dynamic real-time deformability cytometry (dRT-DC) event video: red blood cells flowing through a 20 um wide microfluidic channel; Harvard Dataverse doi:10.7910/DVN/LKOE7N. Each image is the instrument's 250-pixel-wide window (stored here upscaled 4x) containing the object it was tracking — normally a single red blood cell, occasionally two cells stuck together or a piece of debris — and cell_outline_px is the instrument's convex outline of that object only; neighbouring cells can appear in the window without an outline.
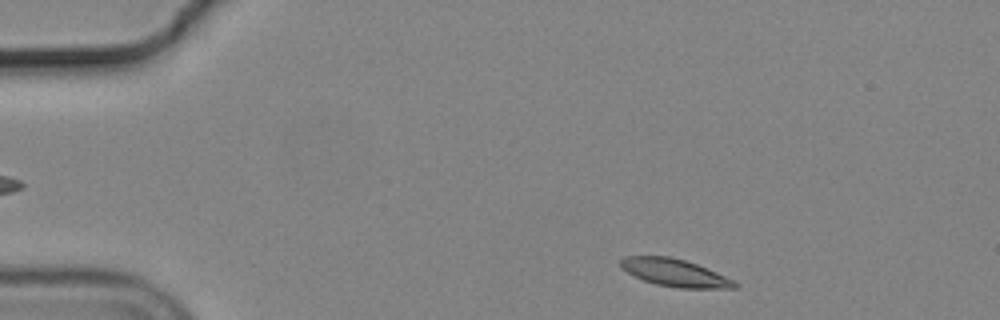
{"species": "common noctule bat (a hibernating species)", "species_latin": "Nyctalus noctula", "temperature_condition": "cold", "stored_images_in_passage": 50, "camera_frame_rate_fps": 3000, "um_per_image_px": 0.085, "animal": {"sex": "male", "body_mass_g": 19.2, "forearm_length_mm": 51.8}, "frame": {"image": 1, "passage_image": 3, "time_ms": 0.667, "image_size_px": [1000, 320], "cell_outline_px": [[740, 288], [680, 288], [656, 284], [644, 280], [620, 268], [620, 260], [624, 256], [668, 256], [684, 260], [696, 264], [736, 280], [740, 284]], "centroid_in_image_um": [57.4, 23.19], "position_along_channel_um": 27.6, "area_um2": 18.26}}
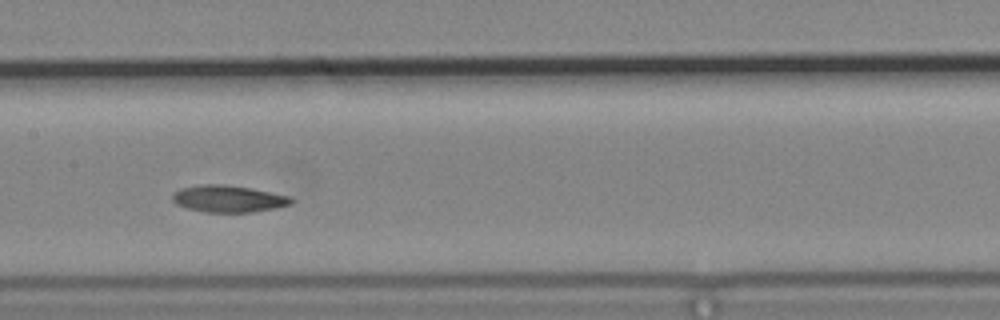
{"frame": {"image": 2, "passage_image": 22, "time_ms": 7.0, "image_size_px": [1000, 320], "cell_outline_px": [[292, 204], [276, 208], [252, 212], [204, 212], [188, 208], [176, 204], [172, 200], [172, 196], [180, 188], [204, 184], [224, 184], [252, 188], [292, 196]], "centroid_in_image_um": [19.45, 16.89], "position_along_channel_um": 188.0, "area_um2": 18.67}}
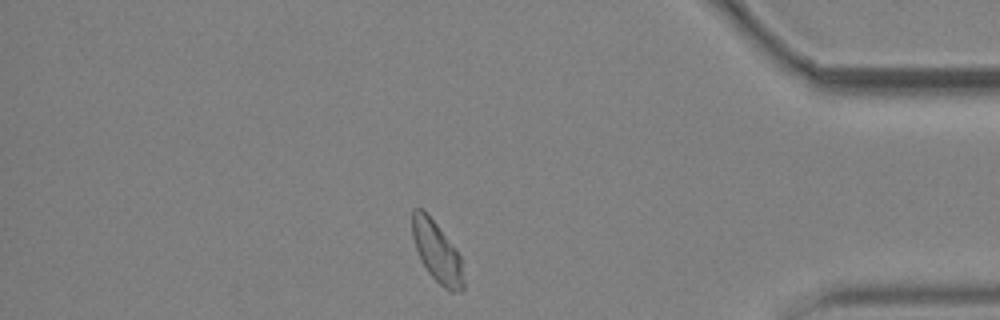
{"frame": {"image": 3, "passage_image": 42, "time_ms": 13.667, "image_size_px": [1000, 320], "cell_outline_px": [[464, 288], [460, 292], [448, 292], [428, 272], [416, 248], [412, 236], [412, 212], [416, 208], [424, 208], [456, 248], [460, 256], [464, 280]], "centroid_in_image_um": [37.16, 21.4], "position_along_channel_um": 398.0, "area_um2": 18.15}, "authors_computed_cell_mechanics": {"area_um2": 18.6116, "velocity_mm_per_s": 3.6541, "shape_relaxation_time_tau1_ms": 5.049, "shape_relaxation_time_tau2_ms": 4.0478, "deformation_change_tau1": 0.1288, "deformation_change_tau2": 0.0533}}